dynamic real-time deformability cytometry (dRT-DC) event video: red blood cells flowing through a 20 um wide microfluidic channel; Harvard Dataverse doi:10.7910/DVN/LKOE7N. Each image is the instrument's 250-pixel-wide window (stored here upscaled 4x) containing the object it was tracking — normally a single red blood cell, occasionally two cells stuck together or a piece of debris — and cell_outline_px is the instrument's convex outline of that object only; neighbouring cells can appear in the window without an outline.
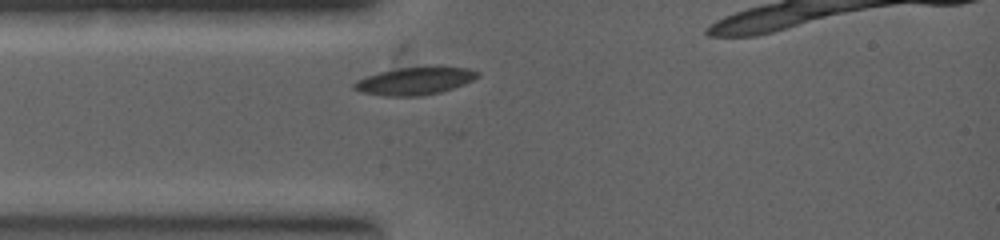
{"species": "common noctule bat (a hibernating species)", "species_latin": "Nyctalus noctula", "temperature_condition": "warm", "stored_images_in_passage": 7, "camera_frame_rate_fps": 5000, "um_per_image_px": 0.085, "animal": {"sex": "female", "body_mass_g": 19.0, "forearm_length_mm": 53.3}, "frame": {"image": 1, "passage_image": 6, "time_ms": 2.0, "image_size_px": [1000, 240], "cell_outline_px": [[480, 76], [464, 84], [440, 92], [420, 96], [388, 96], [364, 92], [352, 88], [352, 84], [368, 76], [380, 72], [400, 68], [424, 64], [440, 64], [468, 68], [480, 72]], "centroid_in_image_um": [35.37, 6.83], "position_along_channel_um": 49.6, "area_um2": 20.35}}